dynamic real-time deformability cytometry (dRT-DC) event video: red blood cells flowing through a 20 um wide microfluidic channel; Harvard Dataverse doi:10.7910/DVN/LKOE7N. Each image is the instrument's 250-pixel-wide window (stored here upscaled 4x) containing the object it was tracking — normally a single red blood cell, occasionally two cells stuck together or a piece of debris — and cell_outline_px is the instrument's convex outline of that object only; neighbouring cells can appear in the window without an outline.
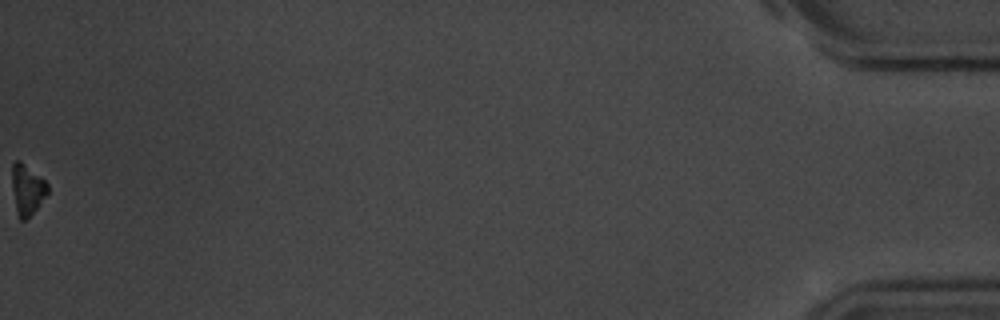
{"species": "common noctule bat (a hibernating species)", "species_latin": "Nyctalus noctula", "temperature_condition": "room temperature", "stored_images_in_passage": 41, "camera_frame_rate_fps": 3000, "um_per_image_px": 0.085, "animal": {"sex": "male", "body_mass_g": 20.1, "forearm_length_mm": 53.5}, "frame": {"image": 1, "passage_image": 41, "time_ms": 13.333, "image_size_px": [1000, 320], "cell_outline_px": [[48, 192], [40, 204], [24, 220], [20, 220], [16, 212], [12, 188], [12, 164], [16, 160], [20, 160], [44, 180], [48, 184]], "centroid_in_image_um": [2.29, 16.1], "position_along_channel_um": 432.9, "area_um2": 10.29}, "authors_computed_cell_mechanics": {"area_um2": 12.138, "velocity_mm_per_s": 3.6972, "shape_relaxation_time_tau1_ms": 1.2304, "shape_relaxation_time_tau2_ms": null, "deformation_change_tau1": 0.1147, "deformation_change_tau2": null}}